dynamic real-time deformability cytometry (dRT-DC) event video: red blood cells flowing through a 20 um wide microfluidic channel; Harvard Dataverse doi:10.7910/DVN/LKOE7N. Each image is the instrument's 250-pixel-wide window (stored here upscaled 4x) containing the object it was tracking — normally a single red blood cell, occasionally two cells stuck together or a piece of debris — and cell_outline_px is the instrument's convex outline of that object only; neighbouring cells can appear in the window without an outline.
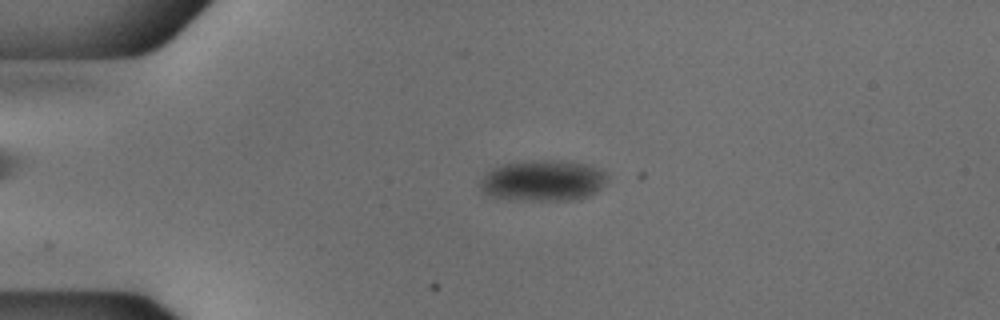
{"species": "common noctule bat (a hibernating species)", "species_latin": "Nyctalus noctula", "temperature_condition": "cold", "stored_images_in_passage": 53, "camera_frame_rate_fps": 3000, "um_per_image_px": 0.085, "animal": {"sex": "male", "body_mass_g": 18.8}, "frame": {"image": 1, "passage_image": 12, "time_ms": 3.667, "image_size_px": [1000, 320], "cell_outline_px": [[608, 176], [604, 184], [596, 192], [580, 200], [512, 200], [492, 196], [484, 192], [480, 188], [480, 184], [484, 176], [492, 168], [504, 164], [532, 160], [556, 160], [584, 164], [600, 168]], "centroid_in_image_um": [46.18, 15.36], "position_along_channel_um": 38.8, "area_um2": 30.35}}
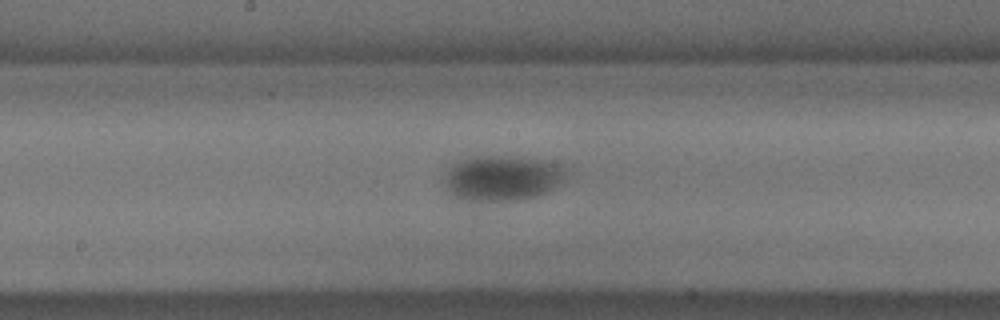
{"frame": {"image": 2, "passage_image": 28, "time_ms": 9.0, "image_size_px": [1000, 320], "cell_outline_px": [[568, 172], [552, 188], [544, 192], [520, 200], [460, 200], [452, 196], [444, 184], [444, 180], [448, 168], [452, 164], [460, 160], [476, 156], [524, 156], [544, 160], [568, 168]], "centroid_in_image_um": [42.64, 15.11], "position_along_channel_um": 205.6, "area_um2": 32.08}}
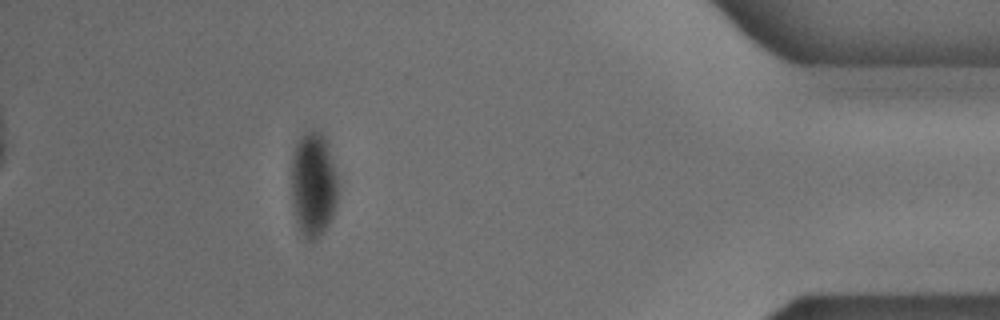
{"frame": {"image": 3, "passage_image": 48, "time_ms": 15.667, "image_size_px": [1000, 320], "cell_outline_px": [[336, 200], [332, 216], [324, 232], [316, 240], [304, 240], [296, 224], [292, 196], [292, 156], [296, 140], [304, 132], [312, 128], [316, 128], [324, 136], [336, 172]], "centroid_in_image_um": [26.6, 15.67], "position_along_channel_um": 408.6, "area_um2": 28.55}}